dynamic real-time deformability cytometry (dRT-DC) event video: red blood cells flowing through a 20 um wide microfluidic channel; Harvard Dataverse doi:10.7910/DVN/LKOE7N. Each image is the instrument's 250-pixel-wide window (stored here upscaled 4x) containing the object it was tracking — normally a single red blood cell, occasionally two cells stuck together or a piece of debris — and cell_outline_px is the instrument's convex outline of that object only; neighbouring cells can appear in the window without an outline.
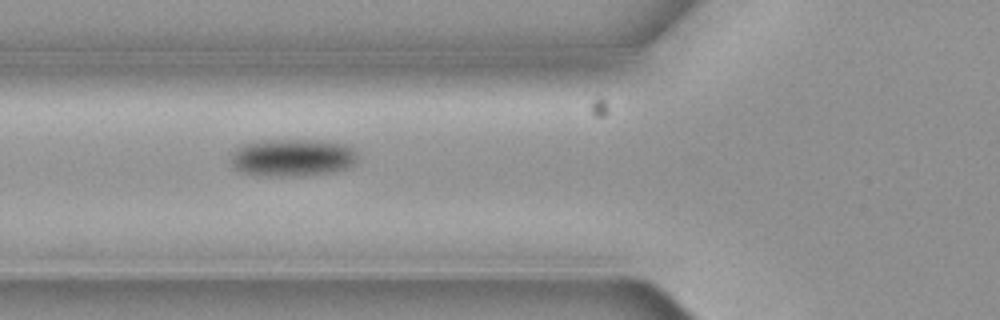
{"species": "common noctule bat (a hibernating species)", "species_latin": "Nyctalus noctula", "temperature_condition": "cold", "stored_images_in_passage": 12, "camera_frame_rate_fps": 3000, "um_per_image_px": 0.085, "animal": {"sex": "female", "body_mass_g": 19.3, "forearm_length_mm": 54.1}, "frame": {"image": 1, "passage_image": 3, "time_ms": 0.667, "image_size_px": [1000, 320], "cell_outline_px": [[356, 160], [348, 168], [336, 172], [304, 176], [256, 176], [240, 172], [232, 164], [232, 152], [240, 144], [260, 140], [312, 140], [348, 144], [356, 152]], "centroid_in_image_um": [24.84, 13.41], "position_along_channel_um": 101.0, "area_um2": 28.15}}
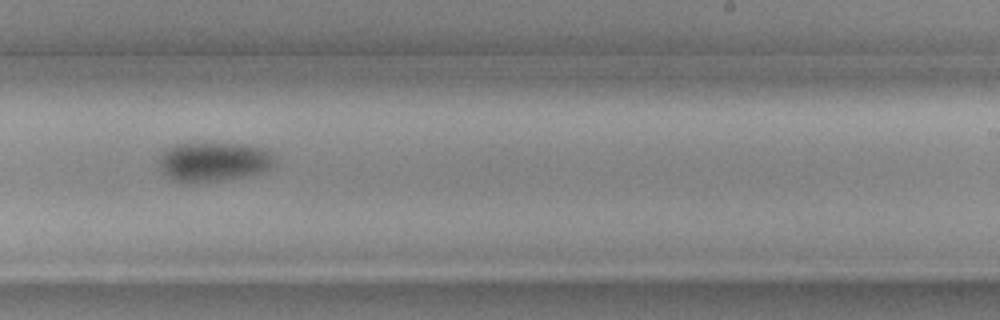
{"frame": {"image": 2, "passage_image": 7, "time_ms": 2.0, "image_size_px": [1000, 320], "cell_outline_px": [[276, 160], [268, 168], [260, 172], [244, 176], [220, 180], [192, 184], [180, 184], [164, 172], [160, 164], [160, 156], [168, 148], [176, 144], [244, 144], [260, 148], [272, 152]], "centroid_in_image_um": [18.15, 13.77], "position_along_channel_um": 270.8, "area_um2": 26.13}}
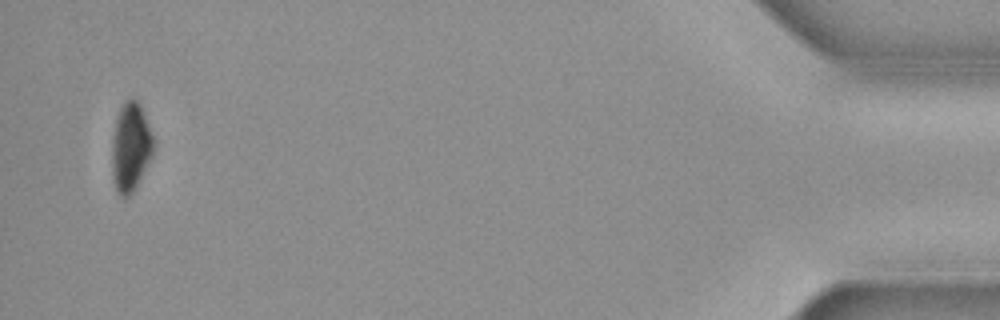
{"frame": {"image": 3, "passage_image": 12, "time_ms": 3.667, "image_size_px": [1000, 320], "cell_outline_px": [[152, 156], [132, 192], [124, 200], [120, 196], [116, 188], [112, 176], [112, 140], [116, 120], [120, 108], [124, 100], [132, 96], [140, 104], [148, 124], [152, 136]], "centroid_in_image_um": [11.07, 12.48], "position_along_channel_um": 424.1, "area_um2": 21.15}}